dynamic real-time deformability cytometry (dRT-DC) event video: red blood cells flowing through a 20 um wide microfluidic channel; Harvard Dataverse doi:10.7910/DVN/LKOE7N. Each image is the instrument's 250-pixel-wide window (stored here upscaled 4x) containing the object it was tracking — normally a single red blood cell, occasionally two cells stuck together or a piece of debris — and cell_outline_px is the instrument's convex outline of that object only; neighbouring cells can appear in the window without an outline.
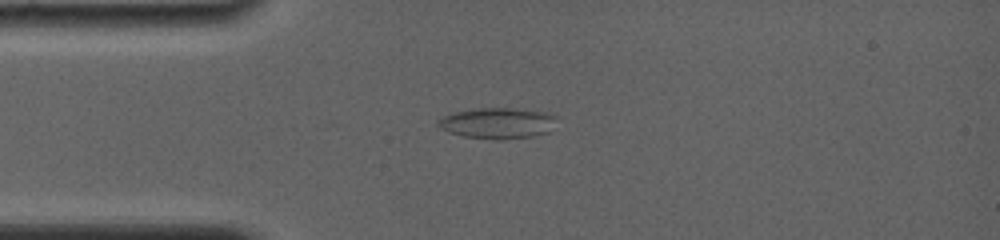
{"species": "common noctule bat (a hibernating species)", "species_latin": "Nyctalus noctula", "temperature_condition": "room temperature", "stored_images_in_passage": 9, "camera_frame_rate_fps": 4000, "um_per_image_px": 0.085, "animal": {"sex": "female", "body_mass_g": 19.0, "forearm_length_mm": 56.7}, "frame": {"image": 1, "passage_image": 1, "time_ms": 0.0, "image_size_px": [1000, 240], "cell_outline_px": [[560, 116], [548, 132], [532, 136], [504, 140], [496, 140], [464, 136], [448, 132], [440, 128], [436, 124], [436, 120], [452, 112], [476, 108], [516, 108], [544, 112]], "centroid_in_image_um": [42.29, 10.46], "position_along_channel_um": 42.7, "area_um2": 21.68}}
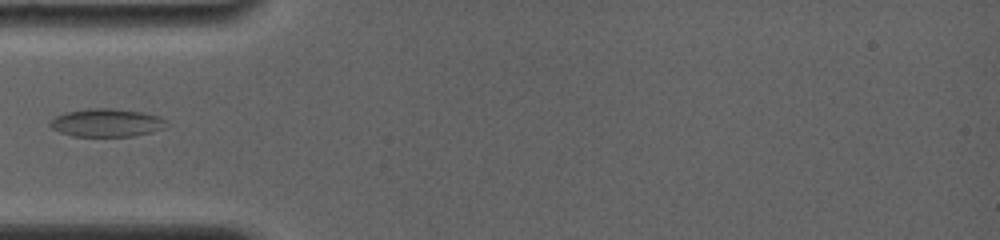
{"frame": {"image": 2, "passage_image": 4, "time_ms": 1.25, "image_size_px": [1000, 240], "cell_outline_px": [[164, 128], [152, 132], [132, 136], [72, 136], [60, 132], [52, 128], [48, 124], [56, 116], [64, 112], [88, 108], [112, 108], [140, 112], [160, 116], [164, 120]], "centroid_in_image_um": [9.02, 10.43], "position_along_channel_um": 76.0, "area_um2": 18.9}}
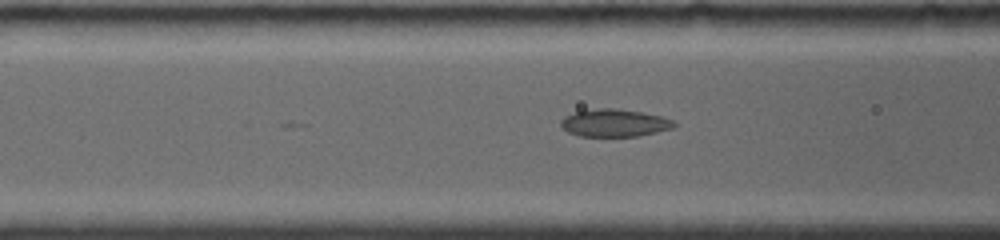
{"frame": {"image": 3, "passage_image": 7, "time_ms": 2.25, "image_size_px": [1000, 240], "cell_outline_px": [[676, 124], [672, 128], [656, 132], [636, 136], [580, 136], [568, 132], [560, 124], [560, 120], [564, 116], [576, 112], [596, 108], [616, 108], [640, 112], [660, 116], [672, 120]], "centroid_in_image_um": [52.19, 10.44], "position_along_channel_um": 114.4, "area_um2": 17.98}}